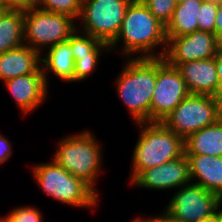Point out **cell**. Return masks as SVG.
<instances>
[{
    "label": "cell",
    "mask_w": 222,
    "mask_h": 222,
    "mask_svg": "<svg viewBox=\"0 0 222 222\" xmlns=\"http://www.w3.org/2000/svg\"><path fill=\"white\" fill-rule=\"evenodd\" d=\"M132 222H148V220L145 218L143 219L142 217L135 218Z\"/></svg>",
    "instance_id": "d6a6232c"
},
{
    "label": "cell",
    "mask_w": 222,
    "mask_h": 222,
    "mask_svg": "<svg viewBox=\"0 0 222 222\" xmlns=\"http://www.w3.org/2000/svg\"><path fill=\"white\" fill-rule=\"evenodd\" d=\"M218 121L214 96L189 94L162 123L185 140L190 134Z\"/></svg>",
    "instance_id": "ba28073f"
},
{
    "label": "cell",
    "mask_w": 222,
    "mask_h": 222,
    "mask_svg": "<svg viewBox=\"0 0 222 222\" xmlns=\"http://www.w3.org/2000/svg\"><path fill=\"white\" fill-rule=\"evenodd\" d=\"M198 222H217V213L212 217H209V218L203 219V220H199Z\"/></svg>",
    "instance_id": "1f68e13d"
},
{
    "label": "cell",
    "mask_w": 222,
    "mask_h": 222,
    "mask_svg": "<svg viewBox=\"0 0 222 222\" xmlns=\"http://www.w3.org/2000/svg\"><path fill=\"white\" fill-rule=\"evenodd\" d=\"M45 56H41V68L48 86L47 71L66 82H74V57L70 48V38L47 49ZM45 66V67H44Z\"/></svg>",
    "instance_id": "ac0fdd59"
},
{
    "label": "cell",
    "mask_w": 222,
    "mask_h": 222,
    "mask_svg": "<svg viewBox=\"0 0 222 222\" xmlns=\"http://www.w3.org/2000/svg\"><path fill=\"white\" fill-rule=\"evenodd\" d=\"M93 135L86 130L61 139L58 141L59 146L52 159L60 167H63L74 177L83 180L95 192H98L94 185L100 173L103 156L100 143Z\"/></svg>",
    "instance_id": "277c9868"
},
{
    "label": "cell",
    "mask_w": 222,
    "mask_h": 222,
    "mask_svg": "<svg viewBox=\"0 0 222 222\" xmlns=\"http://www.w3.org/2000/svg\"><path fill=\"white\" fill-rule=\"evenodd\" d=\"M79 0H36V6L44 11L65 14L75 20L79 18L81 11Z\"/></svg>",
    "instance_id": "7402d4cb"
},
{
    "label": "cell",
    "mask_w": 222,
    "mask_h": 222,
    "mask_svg": "<svg viewBox=\"0 0 222 222\" xmlns=\"http://www.w3.org/2000/svg\"><path fill=\"white\" fill-rule=\"evenodd\" d=\"M219 48L222 49V37L218 40Z\"/></svg>",
    "instance_id": "d590c367"
},
{
    "label": "cell",
    "mask_w": 222,
    "mask_h": 222,
    "mask_svg": "<svg viewBox=\"0 0 222 222\" xmlns=\"http://www.w3.org/2000/svg\"><path fill=\"white\" fill-rule=\"evenodd\" d=\"M123 41L122 54L133 58L163 57L167 47L165 26L149 11L142 0H133L128 6L120 31L109 45L110 50ZM162 46L161 53L156 54L155 47ZM115 47V48H114Z\"/></svg>",
    "instance_id": "6da1fadb"
},
{
    "label": "cell",
    "mask_w": 222,
    "mask_h": 222,
    "mask_svg": "<svg viewBox=\"0 0 222 222\" xmlns=\"http://www.w3.org/2000/svg\"><path fill=\"white\" fill-rule=\"evenodd\" d=\"M133 0H86L81 5L77 30L110 45L117 37ZM81 27L82 30L79 28Z\"/></svg>",
    "instance_id": "52a82bcc"
},
{
    "label": "cell",
    "mask_w": 222,
    "mask_h": 222,
    "mask_svg": "<svg viewBox=\"0 0 222 222\" xmlns=\"http://www.w3.org/2000/svg\"><path fill=\"white\" fill-rule=\"evenodd\" d=\"M218 3L216 0H204L202 2L197 15L198 30L215 34Z\"/></svg>",
    "instance_id": "603a6c76"
},
{
    "label": "cell",
    "mask_w": 222,
    "mask_h": 222,
    "mask_svg": "<svg viewBox=\"0 0 222 222\" xmlns=\"http://www.w3.org/2000/svg\"><path fill=\"white\" fill-rule=\"evenodd\" d=\"M221 203L217 194L191 182L175 192L164 213L176 222H198L214 216Z\"/></svg>",
    "instance_id": "9c48e42d"
},
{
    "label": "cell",
    "mask_w": 222,
    "mask_h": 222,
    "mask_svg": "<svg viewBox=\"0 0 222 222\" xmlns=\"http://www.w3.org/2000/svg\"><path fill=\"white\" fill-rule=\"evenodd\" d=\"M218 47L215 34L197 30L187 35L170 37L163 59L173 67L189 61L212 59Z\"/></svg>",
    "instance_id": "8fae6325"
},
{
    "label": "cell",
    "mask_w": 222,
    "mask_h": 222,
    "mask_svg": "<svg viewBox=\"0 0 222 222\" xmlns=\"http://www.w3.org/2000/svg\"><path fill=\"white\" fill-rule=\"evenodd\" d=\"M175 67L185 81L190 94L215 96L219 92L214 58L189 61Z\"/></svg>",
    "instance_id": "9a60e30c"
},
{
    "label": "cell",
    "mask_w": 222,
    "mask_h": 222,
    "mask_svg": "<svg viewBox=\"0 0 222 222\" xmlns=\"http://www.w3.org/2000/svg\"><path fill=\"white\" fill-rule=\"evenodd\" d=\"M214 97L217 102L218 118L219 121H222V90L219 91Z\"/></svg>",
    "instance_id": "4dcf8cb0"
},
{
    "label": "cell",
    "mask_w": 222,
    "mask_h": 222,
    "mask_svg": "<svg viewBox=\"0 0 222 222\" xmlns=\"http://www.w3.org/2000/svg\"><path fill=\"white\" fill-rule=\"evenodd\" d=\"M177 4L182 3V2H186L187 0H176Z\"/></svg>",
    "instance_id": "74e56055"
},
{
    "label": "cell",
    "mask_w": 222,
    "mask_h": 222,
    "mask_svg": "<svg viewBox=\"0 0 222 222\" xmlns=\"http://www.w3.org/2000/svg\"><path fill=\"white\" fill-rule=\"evenodd\" d=\"M12 152L11 142L4 135L0 134V164L8 161Z\"/></svg>",
    "instance_id": "4316f807"
},
{
    "label": "cell",
    "mask_w": 222,
    "mask_h": 222,
    "mask_svg": "<svg viewBox=\"0 0 222 222\" xmlns=\"http://www.w3.org/2000/svg\"><path fill=\"white\" fill-rule=\"evenodd\" d=\"M189 163L185 153L162 165L142 170L131 183L149 189H173L191 183Z\"/></svg>",
    "instance_id": "7c38bea8"
},
{
    "label": "cell",
    "mask_w": 222,
    "mask_h": 222,
    "mask_svg": "<svg viewBox=\"0 0 222 222\" xmlns=\"http://www.w3.org/2000/svg\"><path fill=\"white\" fill-rule=\"evenodd\" d=\"M33 166L32 175L49 197L73 207H96L99 202L96 193L83 180L74 177L55 160Z\"/></svg>",
    "instance_id": "5b68a950"
},
{
    "label": "cell",
    "mask_w": 222,
    "mask_h": 222,
    "mask_svg": "<svg viewBox=\"0 0 222 222\" xmlns=\"http://www.w3.org/2000/svg\"><path fill=\"white\" fill-rule=\"evenodd\" d=\"M176 67L156 58V86L150 105V122H162L189 95Z\"/></svg>",
    "instance_id": "30bf717a"
},
{
    "label": "cell",
    "mask_w": 222,
    "mask_h": 222,
    "mask_svg": "<svg viewBox=\"0 0 222 222\" xmlns=\"http://www.w3.org/2000/svg\"><path fill=\"white\" fill-rule=\"evenodd\" d=\"M116 79L117 92L135 123L150 122L156 86V58H129Z\"/></svg>",
    "instance_id": "7a4b0ae2"
},
{
    "label": "cell",
    "mask_w": 222,
    "mask_h": 222,
    "mask_svg": "<svg viewBox=\"0 0 222 222\" xmlns=\"http://www.w3.org/2000/svg\"><path fill=\"white\" fill-rule=\"evenodd\" d=\"M184 147L185 155L222 156V121L190 134Z\"/></svg>",
    "instance_id": "d6986e66"
},
{
    "label": "cell",
    "mask_w": 222,
    "mask_h": 222,
    "mask_svg": "<svg viewBox=\"0 0 222 222\" xmlns=\"http://www.w3.org/2000/svg\"><path fill=\"white\" fill-rule=\"evenodd\" d=\"M215 35L219 40L222 37V3H218V11L216 15Z\"/></svg>",
    "instance_id": "f1b7e54d"
},
{
    "label": "cell",
    "mask_w": 222,
    "mask_h": 222,
    "mask_svg": "<svg viewBox=\"0 0 222 222\" xmlns=\"http://www.w3.org/2000/svg\"><path fill=\"white\" fill-rule=\"evenodd\" d=\"M0 8H5L3 0H0Z\"/></svg>",
    "instance_id": "8d00e7d4"
},
{
    "label": "cell",
    "mask_w": 222,
    "mask_h": 222,
    "mask_svg": "<svg viewBox=\"0 0 222 222\" xmlns=\"http://www.w3.org/2000/svg\"><path fill=\"white\" fill-rule=\"evenodd\" d=\"M191 181L222 199V156L186 155Z\"/></svg>",
    "instance_id": "e0dca14e"
},
{
    "label": "cell",
    "mask_w": 222,
    "mask_h": 222,
    "mask_svg": "<svg viewBox=\"0 0 222 222\" xmlns=\"http://www.w3.org/2000/svg\"><path fill=\"white\" fill-rule=\"evenodd\" d=\"M24 44V11L7 10L0 19V54Z\"/></svg>",
    "instance_id": "44dd1931"
},
{
    "label": "cell",
    "mask_w": 222,
    "mask_h": 222,
    "mask_svg": "<svg viewBox=\"0 0 222 222\" xmlns=\"http://www.w3.org/2000/svg\"><path fill=\"white\" fill-rule=\"evenodd\" d=\"M142 2L165 27L170 22L177 5L176 0H142Z\"/></svg>",
    "instance_id": "cb8c5ba5"
},
{
    "label": "cell",
    "mask_w": 222,
    "mask_h": 222,
    "mask_svg": "<svg viewBox=\"0 0 222 222\" xmlns=\"http://www.w3.org/2000/svg\"><path fill=\"white\" fill-rule=\"evenodd\" d=\"M148 222H176L165 213L160 216L147 217Z\"/></svg>",
    "instance_id": "f546056e"
},
{
    "label": "cell",
    "mask_w": 222,
    "mask_h": 222,
    "mask_svg": "<svg viewBox=\"0 0 222 222\" xmlns=\"http://www.w3.org/2000/svg\"><path fill=\"white\" fill-rule=\"evenodd\" d=\"M7 11L5 8H0V19L2 18L3 14Z\"/></svg>",
    "instance_id": "e575fe53"
},
{
    "label": "cell",
    "mask_w": 222,
    "mask_h": 222,
    "mask_svg": "<svg viewBox=\"0 0 222 222\" xmlns=\"http://www.w3.org/2000/svg\"><path fill=\"white\" fill-rule=\"evenodd\" d=\"M217 222H222V213L220 210L217 212Z\"/></svg>",
    "instance_id": "836d02e7"
},
{
    "label": "cell",
    "mask_w": 222,
    "mask_h": 222,
    "mask_svg": "<svg viewBox=\"0 0 222 222\" xmlns=\"http://www.w3.org/2000/svg\"><path fill=\"white\" fill-rule=\"evenodd\" d=\"M5 9L28 11L36 6V0H3Z\"/></svg>",
    "instance_id": "484cf974"
},
{
    "label": "cell",
    "mask_w": 222,
    "mask_h": 222,
    "mask_svg": "<svg viewBox=\"0 0 222 222\" xmlns=\"http://www.w3.org/2000/svg\"><path fill=\"white\" fill-rule=\"evenodd\" d=\"M74 21L68 15L44 11L37 6L24 11V44L42 54L45 45L50 48L70 38L77 30Z\"/></svg>",
    "instance_id": "8992f818"
},
{
    "label": "cell",
    "mask_w": 222,
    "mask_h": 222,
    "mask_svg": "<svg viewBox=\"0 0 222 222\" xmlns=\"http://www.w3.org/2000/svg\"><path fill=\"white\" fill-rule=\"evenodd\" d=\"M216 64V72L219 80V91L222 90V49L218 47L216 56L214 57Z\"/></svg>",
    "instance_id": "83f0119b"
},
{
    "label": "cell",
    "mask_w": 222,
    "mask_h": 222,
    "mask_svg": "<svg viewBox=\"0 0 222 222\" xmlns=\"http://www.w3.org/2000/svg\"><path fill=\"white\" fill-rule=\"evenodd\" d=\"M141 129L134 148L132 181L142 170L162 165L185 153L184 139L162 122L136 123Z\"/></svg>",
    "instance_id": "3957f363"
},
{
    "label": "cell",
    "mask_w": 222,
    "mask_h": 222,
    "mask_svg": "<svg viewBox=\"0 0 222 222\" xmlns=\"http://www.w3.org/2000/svg\"><path fill=\"white\" fill-rule=\"evenodd\" d=\"M204 0H187L176 5L170 22L165 27L166 39L183 36L198 30L197 15Z\"/></svg>",
    "instance_id": "ffe728a7"
},
{
    "label": "cell",
    "mask_w": 222,
    "mask_h": 222,
    "mask_svg": "<svg viewBox=\"0 0 222 222\" xmlns=\"http://www.w3.org/2000/svg\"><path fill=\"white\" fill-rule=\"evenodd\" d=\"M42 212L32 206L17 207L5 218H0V222H42Z\"/></svg>",
    "instance_id": "d4e9b609"
},
{
    "label": "cell",
    "mask_w": 222,
    "mask_h": 222,
    "mask_svg": "<svg viewBox=\"0 0 222 222\" xmlns=\"http://www.w3.org/2000/svg\"><path fill=\"white\" fill-rule=\"evenodd\" d=\"M70 48L74 57V82L85 80L99 63L103 50L110 51L109 45L99 39L76 30L70 36Z\"/></svg>",
    "instance_id": "5bb4252c"
},
{
    "label": "cell",
    "mask_w": 222,
    "mask_h": 222,
    "mask_svg": "<svg viewBox=\"0 0 222 222\" xmlns=\"http://www.w3.org/2000/svg\"><path fill=\"white\" fill-rule=\"evenodd\" d=\"M41 55L25 44L0 54V80L42 72Z\"/></svg>",
    "instance_id": "2e32d148"
},
{
    "label": "cell",
    "mask_w": 222,
    "mask_h": 222,
    "mask_svg": "<svg viewBox=\"0 0 222 222\" xmlns=\"http://www.w3.org/2000/svg\"><path fill=\"white\" fill-rule=\"evenodd\" d=\"M4 83L16 105L25 114L41 105L48 94L43 72L21 75Z\"/></svg>",
    "instance_id": "4fadbf2b"
}]
</instances>
